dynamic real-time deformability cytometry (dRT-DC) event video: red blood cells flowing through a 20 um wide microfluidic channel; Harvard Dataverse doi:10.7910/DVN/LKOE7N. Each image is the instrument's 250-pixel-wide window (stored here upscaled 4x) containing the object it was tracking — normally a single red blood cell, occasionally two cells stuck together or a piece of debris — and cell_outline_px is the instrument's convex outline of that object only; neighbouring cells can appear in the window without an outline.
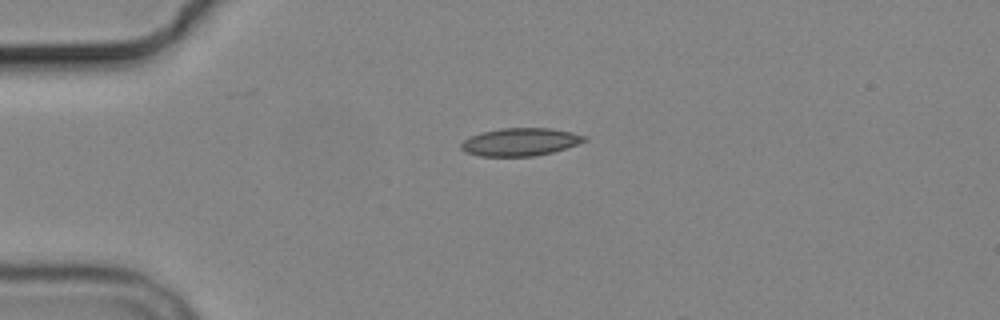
{"species": "common noctule bat (a hibernating species)", "species_latin": "Nyctalus noctula", "temperature_condition": "cold", "stored_images_in_passage": 2, "camera_frame_rate_fps": 3000, "um_per_image_px": 0.085, "animal": {"sex": "male", "body_mass_g": 19.2, "forearm_length_mm": 51.8}, "frame": {"image": 1, "passage_image": 1, "time_ms": 0.0, "image_size_px": [1000, 320], "cell_outline_px": [[588, 140], [552, 152], [536, 156], [480, 156], [464, 152], [460, 148], [460, 144], [464, 140], [480, 132], [500, 128], [552, 128], [572, 132], [588, 136]], "centroid_in_image_um": [44.21, 12.06], "position_along_channel_um": 40.8, "area_um2": 20.06}}